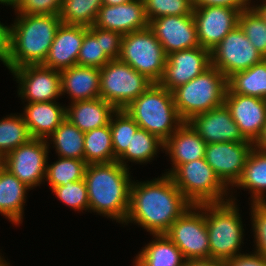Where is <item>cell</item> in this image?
<instances>
[{
    "label": "cell",
    "mask_w": 266,
    "mask_h": 266,
    "mask_svg": "<svg viewBox=\"0 0 266 266\" xmlns=\"http://www.w3.org/2000/svg\"><path fill=\"white\" fill-rule=\"evenodd\" d=\"M136 181L131 182L124 225L138 224L150 235L165 234L172 223L192 206L168 174L150 181Z\"/></svg>",
    "instance_id": "6da1fadb"
},
{
    "label": "cell",
    "mask_w": 266,
    "mask_h": 266,
    "mask_svg": "<svg viewBox=\"0 0 266 266\" xmlns=\"http://www.w3.org/2000/svg\"><path fill=\"white\" fill-rule=\"evenodd\" d=\"M129 169L117 161L87 164L84 180L89 211L116 220V223H125L132 182Z\"/></svg>",
    "instance_id": "7a4b0ae2"
},
{
    "label": "cell",
    "mask_w": 266,
    "mask_h": 266,
    "mask_svg": "<svg viewBox=\"0 0 266 266\" xmlns=\"http://www.w3.org/2000/svg\"><path fill=\"white\" fill-rule=\"evenodd\" d=\"M11 24V48L3 63L9 71L24 65L43 64L61 19L59 15L16 14Z\"/></svg>",
    "instance_id": "3957f363"
},
{
    "label": "cell",
    "mask_w": 266,
    "mask_h": 266,
    "mask_svg": "<svg viewBox=\"0 0 266 266\" xmlns=\"http://www.w3.org/2000/svg\"><path fill=\"white\" fill-rule=\"evenodd\" d=\"M124 110L139 128L156 135L163 142L184 123L177 112L172 92L159 83H152Z\"/></svg>",
    "instance_id": "277c9868"
},
{
    "label": "cell",
    "mask_w": 266,
    "mask_h": 266,
    "mask_svg": "<svg viewBox=\"0 0 266 266\" xmlns=\"http://www.w3.org/2000/svg\"><path fill=\"white\" fill-rule=\"evenodd\" d=\"M230 200L205 204V222L208 230L210 258L226 261L240 254L244 228L236 198L230 191ZM242 244V245H241Z\"/></svg>",
    "instance_id": "5b68a950"
},
{
    "label": "cell",
    "mask_w": 266,
    "mask_h": 266,
    "mask_svg": "<svg viewBox=\"0 0 266 266\" xmlns=\"http://www.w3.org/2000/svg\"><path fill=\"white\" fill-rule=\"evenodd\" d=\"M227 89V78L211 66L172 94L180 118L187 122L194 115L222 106Z\"/></svg>",
    "instance_id": "8992f818"
},
{
    "label": "cell",
    "mask_w": 266,
    "mask_h": 266,
    "mask_svg": "<svg viewBox=\"0 0 266 266\" xmlns=\"http://www.w3.org/2000/svg\"><path fill=\"white\" fill-rule=\"evenodd\" d=\"M170 177L192 205L230 200L232 189L219 179L204 158L179 165Z\"/></svg>",
    "instance_id": "52a82bcc"
},
{
    "label": "cell",
    "mask_w": 266,
    "mask_h": 266,
    "mask_svg": "<svg viewBox=\"0 0 266 266\" xmlns=\"http://www.w3.org/2000/svg\"><path fill=\"white\" fill-rule=\"evenodd\" d=\"M153 82L120 59H113L100 68V98L116 109H125Z\"/></svg>",
    "instance_id": "ba28073f"
},
{
    "label": "cell",
    "mask_w": 266,
    "mask_h": 266,
    "mask_svg": "<svg viewBox=\"0 0 266 266\" xmlns=\"http://www.w3.org/2000/svg\"><path fill=\"white\" fill-rule=\"evenodd\" d=\"M119 59L153 83H158L164 73L167 55L153 31L147 27L123 35Z\"/></svg>",
    "instance_id": "9c48e42d"
},
{
    "label": "cell",
    "mask_w": 266,
    "mask_h": 266,
    "mask_svg": "<svg viewBox=\"0 0 266 266\" xmlns=\"http://www.w3.org/2000/svg\"><path fill=\"white\" fill-rule=\"evenodd\" d=\"M165 235L180 249L184 258H210L205 204L192 205L176 219Z\"/></svg>",
    "instance_id": "30bf717a"
},
{
    "label": "cell",
    "mask_w": 266,
    "mask_h": 266,
    "mask_svg": "<svg viewBox=\"0 0 266 266\" xmlns=\"http://www.w3.org/2000/svg\"><path fill=\"white\" fill-rule=\"evenodd\" d=\"M263 59V55L252 45L239 25L211 50V66L226 78L247 70Z\"/></svg>",
    "instance_id": "8fae6325"
},
{
    "label": "cell",
    "mask_w": 266,
    "mask_h": 266,
    "mask_svg": "<svg viewBox=\"0 0 266 266\" xmlns=\"http://www.w3.org/2000/svg\"><path fill=\"white\" fill-rule=\"evenodd\" d=\"M49 148L46 140L31 138L5 156V169L33 190L45 183Z\"/></svg>",
    "instance_id": "7c38bea8"
},
{
    "label": "cell",
    "mask_w": 266,
    "mask_h": 266,
    "mask_svg": "<svg viewBox=\"0 0 266 266\" xmlns=\"http://www.w3.org/2000/svg\"><path fill=\"white\" fill-rule=\"evenodd\" d=\"M23 102H51L61 96L60 71L38 65H24L11 71Z\"/></svg>",
    "instance_id": "4fadbf2b"
},
{
    "label": "cell",
    "mask_w": 266,
    "mask_h": 266,
    "mask_svg": "<svg viewBox=\"0 0 266 266\" xmlns=\"http://www.w3.org/2000/svg\"><path fill=\"white\" fill-rule=\"evenodd\" d=\"M254 144L244 142H218L206 145L204 159L219 179L230 189L240 179L246 159Z\"/></svg>",
    "instance_id": "5bb4252c"
},
{
    "label": "cell",
    "mask_w": 266,
    "mask_h": 266,
    "mask_svg": "<svg viewBox=\"0 0 266 266\" xmlns=\"http://www.w3.org/2000/svg\"><path fill=\"white\" fill-rule=\"evenodd\" d=\"M211 67V51L198 46L196 48L175 51L167 55L161 80L162 87L172 92L205 72Z\"/></svg>",
    "instance_id": "9a60e30c"
},
{
    "label": "cell",
    "mask_w": 266,
    "mask_h": 266,
    "mask_svg": "<svg viewBox=\"0 0 266 266\" xmlns=\"http://www.w3.org/2000/svg\"><path fill=\"white\" fill-rule=\"evenodd\" d=\"M239 11L221 6L194 7L198 41L202 48L211 51L238 25Z\"/></svg>",
    "instance_id": "2e32d148"
},
{
    "label": "cell",
    "mask_w": 266,
    "mask_h": 266,
    "mask_svg": "<svg viewBox=\"0 0 266 266\" xmlns=\"http://www.w3.org/2000/svg\"><path fill=\"white\" fill-rule=\"evenodd\" d=\"M163 46L166 55L200 46L193 15L162 16L148 26Z\"/></svg>",
    "instance_id": "e0dca14e"
},
{
    "label": "cell",
    "mask_w": 266,
    "mask_h": 266,
    "mask_svg": "<svg viewBox=\"0 0 266 266\" xmlns=\"http://www.w3.org/2000/svg\"><path fill=\"white\" fill-rule=\"evenodd\" d=\"M224 104L243 137L255 144L266 124V99L231 93L227 89Z\"/></svg>",
    "instance_id": "ac0fdd59"
},
{
    "label": "cell",
    "mask_w": 266,
    "mask_h": 266,
    "mask_svg": "<svg viewBox=\"0 0 266 266\" xmlns=\"http://www.w3.org/2000/svg\"><path fill=\"white\" fill-rule=\"evenodd\" d=\"M187 122L206 144L246 141L225 104L208 112L194 115Z\"/></svg>",
    "instance_id": "d6986e66"
},
{
    "label": "cell",
    "mask_w": 266,
    "mask_h": 266,
    "mask_svg": "<svg viewBox=\"0 0 266 266\" xmlns=\"http://www.w3.org/2000/svg\"><path fill=\"white\" fill-rule=\"evenodd\" d=\"M94 25L122 35L145 29L149 26V21L146 17L144 1L132 0L115 6L103 4Z\"/></svg>",
    "instance_id": "ffe728a7"
},
{
    "label": "cell",
    "mask_w": 266,
    "mask_h": 266,
    "mask_svg": "<svg viewBox=\"0 0 266 266\" xmlns=\"http://www.w3.org/2000/svg\"><path fill=\"white\" fill-rule=\"evenodd\" d=\"M87 31L86 26L61 23L42 65L58 71L77 65L78 54Z\"/></svg>",
    "instance_id": "44dd1931"
},
{
    "label": "cell",
    "mask_w": 266,
    "mask_h": 266,
    "mask_svg": "<svg viewBox=\"0 0 266 266\" xmlns=\"http://www.w3.org/2000/svg\"><path fill=\"white\" fill-rule=\"evenodd\" d=\"M205 141L193 127L184 122L165 142L163 151L169 155L172 168L165 174L170 175L179 165L204 158Z\"/></svg>",
    "instance_id": "7402d4cb"
},
{
    "label": "cell",
    "mask_w": 266,
    "mask_h": 266,
    "mask_svg": "<svg viewBox=\"0 0 266 266\" xmlns=\"http://www.w3.org/2000/svg\"><path fill=\"white\" fill-rule=\"evenodd\" d=\"M61 95L71 102L100 98V69L75 65L60 71Z\"/></svg>",
    "instance_id": "603a6c76"
},
{
    "label": "cell",
    "mask_w": 266,
    "mask_h": 266,
    "mask_svg": "<svg viewBox=\"0 0 266 266\" xmlns=\"http://www.w3.org/2000/svg\"><path fill=\"white\" fill-rule=\"evenodd\" d=\"M22 116L32 138H47L66 119V107L56 101L26 103Z\"/></svg>",
    "instance_id": "cb8c5ba5"
},
{
    "label": "cell",
    "mask_w": 266,
    "mask_h": 266,
    "mask_svg": "<svg viewBox=\"0 0 266 266\" xmlns=\"http://www.w3.org/2000/svg\"><path fill=\"white\" fill-rule=\"evenodd\" d=\"M70 103V106H66V119L84 133L109 125L113 113L117 110L101 98Z\"/></svg>",
    "instance_id": "d4e9b609"
},
{
    "label": "cell",
    "mask_w": 266,
    "mask_h": 266,
    "mask_svg": "<svg viewBox=\"0 0 266 266\" xmlns=\"http://www.w3.org/2000/svg\"><path fill=\"white\" fill-rule=\"evenodd\" d=\"M29 189L7 169L0 173V213L14 225L23 221L24 203Z\"/></svg>",
    "instance_id": "484cf974"
},
{
    "label": "cell",
    "mask_w": 266,
    "mask_h": 266,
    "mask_svg": "<svg viewBox=\"0 0 266 266\" xmlns=\"http://www.w3.org/2000/svg\"><path fill=\"white\" fill-rule=\"evenodd\" d=\"M152 238L135 256L133 266H185L182 252L165 234H153Z\"/></svg>",
    "instance_id": "4316f807"
},
{
    "label": "cell",
    "mask_w": 266,
    "mask_h": 266,
    "mask_svg": "<svg viewBox=\"0 0 266 266\" xmlns=\"http://www.w3.org/2000/svg\"><path fill=\"white\" fill-rule=\"evenodd\" d=\"M233 187L250 191L251 203L266 202V152L255 146L250 151L240 179Z\"/></svg>",
    "instance_id": "83f0119b"
},
{
    "label": "cell",
    "mask_w": 266,
    "mask_h": 266,
    "mask_svg": "<svg viewBox=\"0 0 266 266\" xmlns=\"http://www.w3.org/2000/svg\"><path fill=\"white\" fill-rule=\"evenodd\" d=\"M227 86L231 93L266 99V58L229 76Z\"/></svg>",
    "instance_id": "f1b7e54d"
},
{
    "label": "cell",
    "mask_w": 266,
    "mask_h": 266,
    "mask_svg": "<svg viewBox=\"0 0 266 266\" xmlns=\"http://www.w3.org/2000/svg\"><path fill=\"white\" fill-rule=\"evenodd\" d=\"M164 142L160 140L156 135L147 132L145 129L138 128L128 148L125 152L117 159L121 165L129 168L126 164L134 162L136 164H145L152 162L154 157H157L158 152L163 151Z\"/></svg>",
    "instance_id": "f546056e"
},
{
    "label": "cell",
    "mask_w": 266,
    "mask_h": 266,
    "mask_svg": "<svg viewBox=\"0 0 266 266\" xmlns=\"http://www.w3.org/2000/svg\"><path fill=\"white\" fill-rule=\"evenodd\" d=\"M84 134L77 126L65 119L46 141L49 146L54 144L52 147H55L58 157L84 160Z\"/></svg>",
    "instance_id": "4dcf8cb0"
},
{
    "label": "cell",
    "mask_w": 266,
    "mask_h": 266,
    "mask_svg": "<svg viewBox=\"0 0 266 266\" xmlns=\"http://www.w3.org/2000/svg\"><path fill=\"white\" fill-rule=\"evenodd\" d=\"M84 161L87 164L117 161L112 147L110 125L95 128L84 134Z\"/></svg>",
    "instance_id": "1f68e13d"
},
{
    "label": "cell",
    "mask_w": 266,
    "mask_h": 266,
    "mask_svg": "<svg viewBox=\"0 0 266 266\" xmlns=\"http://www.w3.org/2000/svg\"><path fill=\"white\" fill-rule=\"evenodd\" d=\"M103 0H63L61 22L66 25L93 26Z\"/></svg>",
    "instance_id": "d6a6232c"
},
{
    "label": "cell",
    "mask_w": 266,
    "mask_h": 266,
    "mask_svg": "<svg viewBox=\"0 0 266 266\" xmlns=\"http://www.w3.org/2000/svg\"><path fill=\"white\" fill-rule=\"evenodd\" d=\"M58 160L46 167L45 181L51 190L56 186L66 185L69 181L75 182L84 179L87 163L84 160L57 157Z\"/></svg>",
    "instance_id": "836d02e7"
},
{
    "label": "cell",
    "mask_w": 266,
    "mask_h": 266,
    "mask_svg": "<svg viewBox=\"0 0 266 266\" xmlns=\"http://www.w3.org/2000/svg\"><path fill=\"white\" fill-rule=\"evenodd\" d=\"M31 138L22 114L6 115L0 120V153L4 156Z\"/></svg>",
    "instance_id": "e575fe53"
},
{
    "label": "cell",
    "mask_w": 266,
    "mask_h": 266,
    "mask_svg": "<svg viewBox=\"0 0 266 266\" xmlns=\"http://www.w3.org/2000/svg\"><path fill=\"white\" fill-rule=\"evenodd\" d=\"M109 125L114 156L118 159L128 148L139 125L124 109H117L113 113Z\"/></svg>",
    "instance_id": "d590c367"
},
{
    "label": "cell",
    "mask_w": 266,
    "mask_h": 266,
    "mask_svg": "<svg viewBox=\"0 0 266 266\" xmlns=\"http://www.w3.org/2000/svg\"><path fill=\"white\" fill-rule=\"evenodd\" d=\"M238 25L252 45L266 58V22L250 6L239 13Z\"/></svg>",
    "instance_id": "8d00e7d4"
},
{
    "label": "cell",
    "mask_w": 266,
    "mask_h": 266,
    "mask_svg": "<svg viewBox=\"0 0 266 266\" xmlns=\"http://www.w3.org/2000/svg\"><path fill=\"white\" fill-rule=\"evenodd\" d=\"M148 21L162 16L193 15V0H143Z\"/></svg>",
    "instance_id": "74e56055"
},
{
    "label": "cell",
    "mask_w": 266,
    "mask_h": 266,
    "mask_svg": "<svg viewBox=\"0 0 266 266\" xmlns=\"http://www.w3.org/2000/svg\"><path fill=\"white\" fill-rule=\"evenodd\" d=\"M52 192L59 201L74 211L88 210L89 212L87 185L84 179L75 182L69 181L66 185L56 186Z\"/></svg>",
    "instance_id": "f35d334b"
},
{
    "label": "cell",
    "mask_w": 266,
    "mask_h": 266,
    "mask_svg": "<svg viewBox=\"0 0 266 266\" xmlns=\"http://www.w3.org/2000/svg\"><path fill=\"white\" fill-rule=\"evenodd\" d=\"M111 59L105 54L102 49L101 39L88 29L84 34L82 46L80 48L77 65L102 68Z\"/></svg>",
    "instance_id": "ab89813d"
},
{
    "label": "cell",
    "mask_w": 266,
    "mask_h": 266,
    "mask_svg": "<svg viewBox=\"0 0 266 266\" xmlns=\"http://www.w3.org/2000/svg\"><path fill=\"white\" fill-rule=\"evenodd\" d=\"M63 0H13L15 14L60 15Z\"/></svg>",
    "instance_id": "60d3db41"
},
{
    "label": "cell",
    "mask_w": 266,
    "mask_h": 266,
    "mask_svg": "<svg viewBox=\"0 0 266 266\" xmlns=\"http://www.w3.org/2000/svg\"><path fill=\"white\" fill-rule=\"evenodd\" d=\"M251 224L254 234L255 252L266 258V202L251 203Z\"/></svg>",
    "instance_id": "b9f144b4"
},
{
    "label": "cell",
    "mask_w": 266,
    "mask_h": 266,
    "mask_svg": "<svg viewBox=\"0 0 266 266\" xmlns=\"http://www.w3.org/2000/svg\"><path fill=\"white\" fill-rule=\"evenodd\" d=\"M88 29L97 37V39H101L102 49L111 60L119 59L123 37L121 33L101 29L95 25L88 27Z\"/></svg>",
    "instance_id": "7bdbcfd3"
},
{
    "label": "cell",
    "mask_w": 266,
    "mask_h": 266,
    "mask_svg": "<svg viewBox=\"0 0 266 266\" xmlns=\"http://www.w3.org/2000/svg\"><path fill=\"white\" fill-rule=\"evenodd\" d=\"M225 266H266V258L257 252L240 253L224 261Z\"/></svg>",
    "instance_id": "ee69618b"
},
{
    "label": "cell",
    "mask_w": 266,
    "mask_h": 266,
    "mask_svg": "<svg viewBox=\"0 0 266 266\" xmlns=\"http://www.w3.org/2000/svg\"><path fill=\"white\" fill-rule=\"evenodd\" d=\"M251 0H193L194 7L221 6L237 9L241 12L251 6Z\"/></svg>",
    "instance_id": "f6af8a7d"
},
{
    "label": "cell",
    "mask_w": 266,
    "mask_h": 266,
    "mask_svg": "<svg viewBox=\"0 0 266 266\" xmlns=\"http://www.w3.org/2000/svg\"><path fill=\"white\" fill-rule=\"evenodd\" d=\"M11 48V25H4L0 21V62L4 63Z\"/></svg>",
    "instance_id": "bcb514c9"
},
{
    "label": "cell",
    "mask_w": 266,
    "mask_h": 266,
    "mask_svg": "<svg viewBox=\"0 0 266 266\" xmlns=\"http://www.w3.org/2000/svg\"><path fill=\"white\" fill-rule=\"evenodd\" d=\"M185 266H225V263L214 258H200L186 260Z\"/></svg>",
    "instance_id": "7dc6e473"
},
{
    "label": "cell",
    "mask_w": 266,
    "mask_h": 266,
    "mask_svg": "<svg viewBox=\"0 0 266 266\" xmlns=\"http://www.w3.org/2000/svg\"><path fill=\"white\" fill-rule=\"evenodd\" d=\"M251 6L257 11V13L265 20L266 22V0H262L260 4L255 3Z\"/></svg>",
    "instance_id": "c3c4849f"
},
{
    "label": "cell",
    "mask_w": 266,
    "mask_h": 266,
    "mask_svg": "<svg viewBox=\"0 0 266 266\" xmlns=\"http://www.w3.org/2000/svg\"><path fill=\"white\" fill-rule=\"evenodd\" d=\"M254 146L256 148H258L259 150L266 152V124H265V128L262 132V135L257 140V142L254 144Z\"/></svg>",
    "instance_id": "681fc988"
},
{
    "label": "cell",
    "mask_w": 266,
    "mask_h": 266,
    "mask_svg": "<svg viewBox=\"0 0 266 266\" xmlns=\"http://www.w3.org/2000/svg\"><path fill=\"white\" fill-rule=\"evenodd\" d=\"M130 1H132V0H103V4L115 6V5L125 4V3H128Z\"/></svg>",
    "instance_id": "f907efd6"
},
{
    "label": "cell",
    "mask_w": 266,
    "mask_h": 266,
    "mask_svg": "<svg viewBox=\"0 0 266 266\" xmlns=\"http://www.w3.org/2000/svg\"><path fill=\"white\" fill-rule=\"evenodd\" d=\"M5 169V156L0 153V173Z\"/></svg>",
    "instance_id": "816d5d0a"
},
{
    "label": "cell",
    "mask_w": 266,
    "mask_h": 266,
    "mask_svg": "<svg viewBox=\"0 0 266 266\" xmlns=\"http://www.w3.org/2000/svg\"><path fill=\"white\" fill-rule=\"evenodd\" d=\"M0 4L13 7V0H0Z\"/></svg>",
    "instance_id": "f5cc1de1"
},
{
    "label": "cell",
    "mask_w": 266,
    "mask_h": 266,
    "mask_svg": "<svg viewBox=\"0 0 266 266\" xmlns=\"http://www.w3.org/2000/svg\"><path fill=\"white\" fill-rule=\"evenodd\" d=\"M0 266H10V263L5 260L4 257H0Z\"/></svg>",
    "instance_id": "db71d44e"
}]
</instances>
